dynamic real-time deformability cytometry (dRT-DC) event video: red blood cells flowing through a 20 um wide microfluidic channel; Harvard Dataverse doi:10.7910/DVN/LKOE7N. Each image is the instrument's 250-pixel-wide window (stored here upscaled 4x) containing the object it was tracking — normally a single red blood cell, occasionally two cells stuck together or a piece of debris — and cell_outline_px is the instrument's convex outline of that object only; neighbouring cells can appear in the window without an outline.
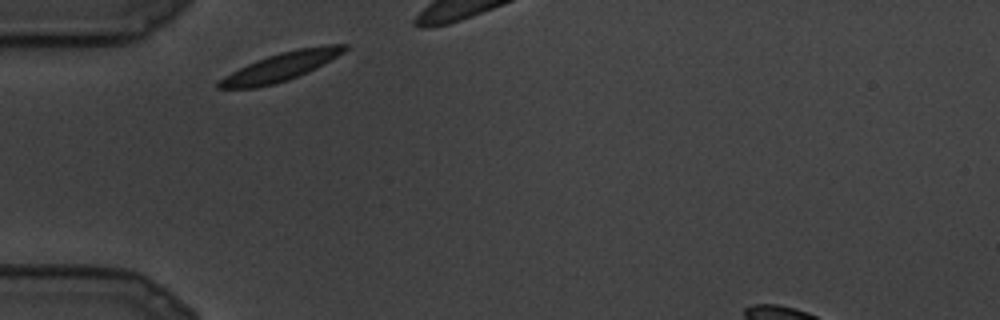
{"species": "common noctule bat (a hibernating species)", "species_latin": "Nyctalus noctula", "temperature_condition": "cold", "stored_images_in_passage": 4, "camera_frame_rate_fps": 3000, "um_per_image_px": 0.085, "animal": {"sex": "male", "body_mass_g": 19.5, "forearm_length_mm": 54.6}, "frame": {"image": 1, "passage_image": 1, "time_ms": 0.0, "image_size_px": [1000, 320], "cell_outline_px": [[348, 48], [344, 52], [316, 68], [308, 72], [288, 80], [256, 88], [216, 88], [216, 84], [224, 76], [256, 60], [280, 52], [296, 48], [324, 44], [348, 44]], "centroid_in_image_um": [23.91, 5.65], "position_along_channel_um": 61.1, "area_um2": 20.69}}